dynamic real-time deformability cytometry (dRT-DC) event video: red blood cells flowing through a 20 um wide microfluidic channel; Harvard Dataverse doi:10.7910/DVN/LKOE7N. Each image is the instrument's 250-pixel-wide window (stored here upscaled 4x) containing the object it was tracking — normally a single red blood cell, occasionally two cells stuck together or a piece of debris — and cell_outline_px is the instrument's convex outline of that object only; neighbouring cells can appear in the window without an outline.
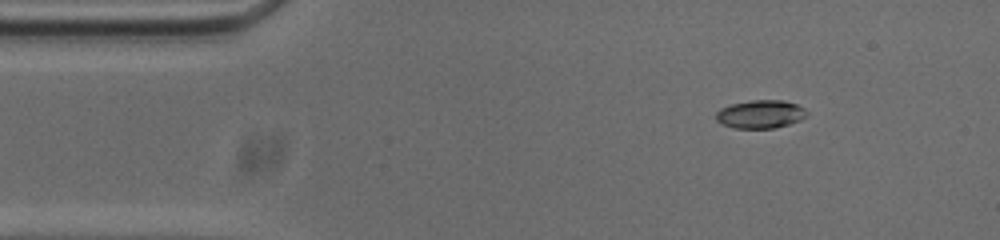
{"species": "common noctule bat (a hibernating species)", "species_latin": "Nyctalus noctula", "temperature_condition": "cold", "stored_images_in_passage": 48, "camera_frame_rate_fps": 3000, "um_per_image_px": 0.085, "animal": {"sex": "male", "body_mass_g": 20.0, "forearm_length_mm": 53.3}, "frame": {"image": 1, "passage_image": 1, "time_ms": 0.0, "image_size_px": [1000, 240], "cell_outline_px": [[808, 112], [800, 120], [788, 124], [772, 128], [736, 128], [724, 124], [716, 120], [716, 112], [720, 108], [732, 104], [752, 100], [784, 100], [796, 104], [804, 108]], "centroid_in_image_um": [64.64, 9.69], "position_along_channel_um": 20.4, "area_um2": 14.74}}
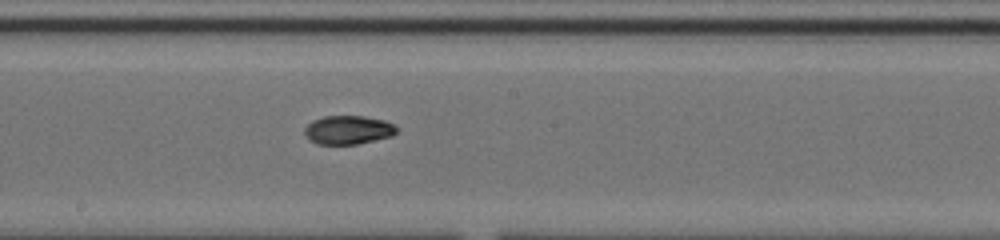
{"frame": {"image": 2, "passage_image": 22, "time_ms": 7.0, "image_size_px": [1000, 240], "cell_outline_px": [[400, 128], [392, 136], [356, 144], [316, 144], [304, 132], [304, 128], [312, 120], [324, 116], [364, 116], [384, 120], [396, 124]], "centroid_in_image_um": [29.64, 11.03], "position_along_channel_um": 218.6, "area_um2": 15.43}}
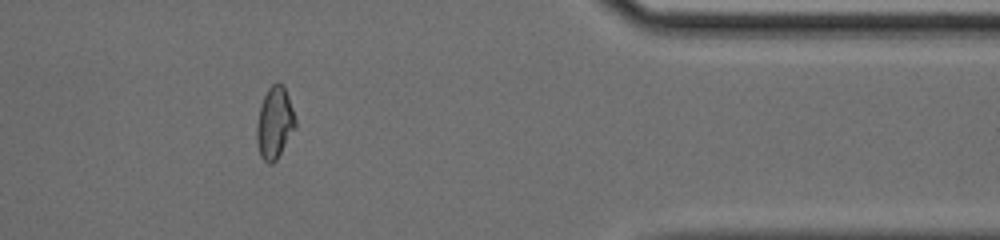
{"frame": {"image": 3, "passage_image": 38, "time_ms": 12.333, "image_size_px": [1000, 240], "cell_outline_px": [[296, 128], [276, 160], [272, 164], [268, 164], [260, 156], [256, 140], [256, 124], [260, 108], [264, 96], [268, 88], [276, 80], [284, 84], [296, 120]], "centroid_in_image_um": [23.34, 10.43], "position_along_channel_um": 388.1, "area_um2": 16.36}, "authors_computed_cell_mechanics": {"area_um2": 15.4326, "velocity_mm_per_s": 3.738, "shape_relaxation_time_tau1_ms": null, "shape_relaxation_time_tau2_ms": 5.2566, "deformation_change_tau1": null, "deformation_change_tau2": 0.0678}}